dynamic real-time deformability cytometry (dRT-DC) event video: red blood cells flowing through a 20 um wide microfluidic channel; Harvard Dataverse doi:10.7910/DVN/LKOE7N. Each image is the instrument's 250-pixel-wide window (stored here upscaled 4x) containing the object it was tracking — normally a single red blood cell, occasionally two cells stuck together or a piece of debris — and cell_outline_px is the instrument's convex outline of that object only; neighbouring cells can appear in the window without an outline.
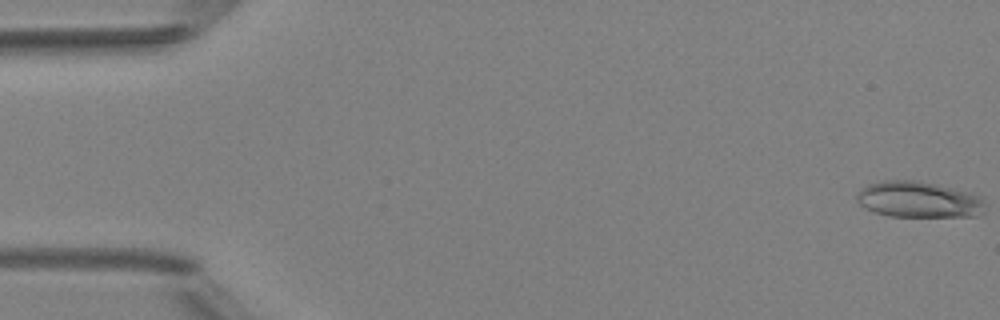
{"species": "Egyptian fruit bat (a non-hibernating species)", "species_latin": "Rousettus aegyptiacus", "temperature_condition": "room temperature", "stored_images_in_passage": 50, "camera_frame_rate_fps": 3000, "um_per_image_px": 0.085, "animal": {"sex": "female"}, "frame": {"image": 1, "passage_image": 1, "time_ms": 0.0, "image_size_px": [1000, 320], "cell_outline_px": [[984, 212], [976, 216], [888, 216], [872, 212], [864, 208], [856, 200], [856, 196], [860, 188], [868, 184], [884, 180], [916, 180], [936, 184], [972, 192], [980, 196], [984, 200]], "centroid_in_image_um": [78.07, 16.96], "position_along_channel_um": 6.9, "area_um2": 27.28}}
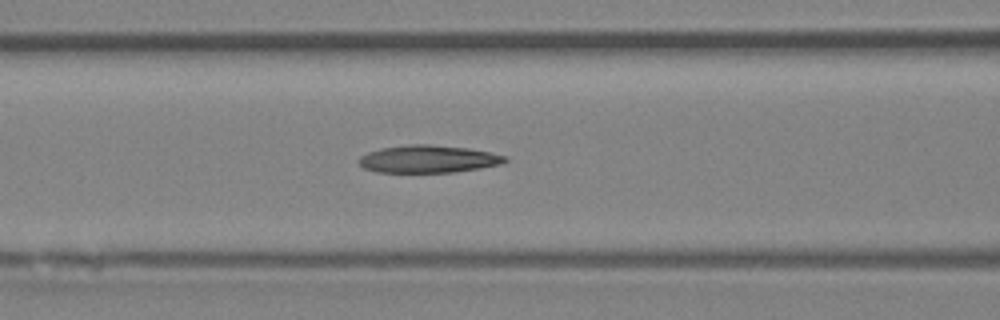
{"frame": {"image": 2, "passage_image": 21, "time_ms": 6.667, "image_size_px": [1000, 320], "cell_outline_px": [[508, 160], [500, 164], [480, 168], [452, 172], [376, 172], [364, 168], [356, 160], [360, 156], [368, 152], [380, 148], [408, 144], [428, 144], [468, 148], [508, 156]], "centroid_in_image_um": [36.37, 13.51], "position_along_channel_um": 130.2, "area_um2": 23.47}}
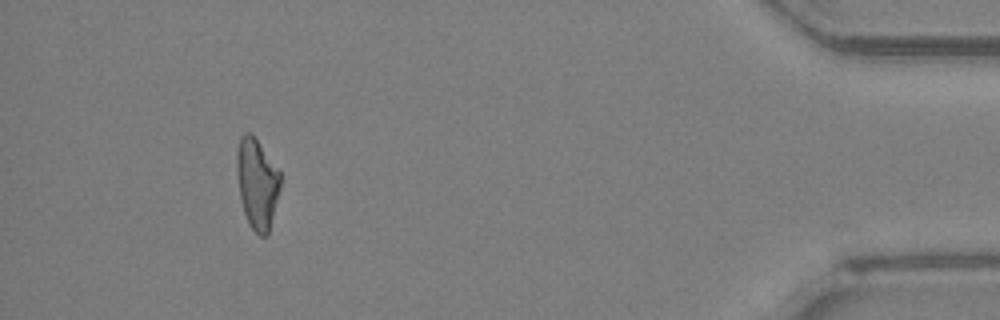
{"frame": {"image": 3, "passage_image": 46, "time_ms": 15.0, "image_size_px": [1000, 320], "cell_outline_px": [[280, 188], [268, 236], [260, 236], [248, 224], [244, 212], [240, 196], [236, 168], [236, 152], [240, 136], [244, 132], [248, 132], [256, 140], [280, 172]], "centroid_in_image_um": [21.84, 15.62], "position_along_channel_um": 413.4, "area_um2": 22.66}, "authors_computed_cell_mechanics": {"area_um2": 23.6113, "velocity_mm_per_s": 4.1863, "shape_relaxation_time_tau1_ms": null, "shape_relaxation_time_tau2_ms": 9.361, "deformation_change_tau1": null, "deformation_change_tau2": 0.2369}}